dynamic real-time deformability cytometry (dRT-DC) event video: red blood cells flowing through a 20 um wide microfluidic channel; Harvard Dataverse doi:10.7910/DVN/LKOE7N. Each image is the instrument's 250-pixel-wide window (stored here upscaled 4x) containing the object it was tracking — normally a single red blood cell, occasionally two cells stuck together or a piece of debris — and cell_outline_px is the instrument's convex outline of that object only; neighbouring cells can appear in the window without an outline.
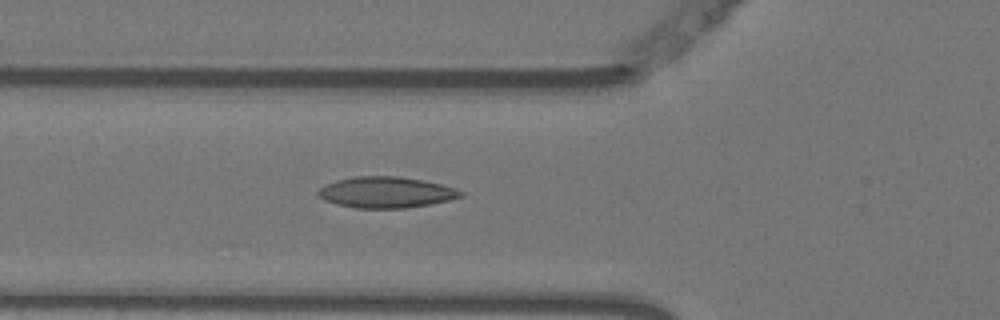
{"species": "Egyptian fruit bat (a non-hibernating species)", "species_latin": "Rousettus aegyptiacus", "temperature_condition": "warm", "stored_images_in_passage": 54, "camera_frame_rate_fps": 3000, "um_per_image_px": 0.085, "animal": {"sex": "female"}, "frame": {"image": 1, "passage_image": 19, "time_ms": 6.0, "image_size_px": [1000, 320], "cell_outline_px": [[464, 196], [448, 200], [428, 204], [404, 208], [356, 208], [336, 204], [324, 200], [316, 192], [324, 184], [336, 180], [352, 176], [400, 176], [440, 184], [456, 188], [464, 192]], "centroid_in_image_um": [32.78, 16.34], "position_along_channel_um": 93.0, "area_um2": 25.78}}
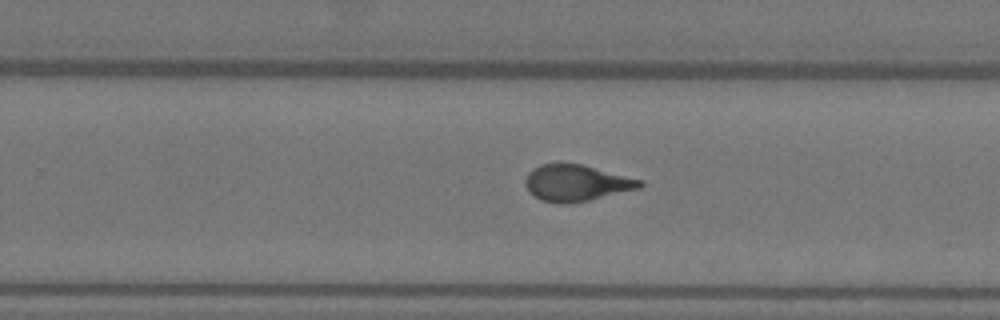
{"frame": {"image": 2, "passage_image": 34, "time_ms": 11.0, "image_size_px": [1000, 320], "cell_outline_px": [[644, 184], [640, 188], [588, 200], [568, 204], [556, 204], [540, 200], [524, 184], [524, 180], [528, 172], [532, 168], [540, 164], [580, 164], [644, 180]], "centroid_in_image_um": [48.99, 15.56], "position_along_channel_um": 280.8, "area_um2": 24.16}}
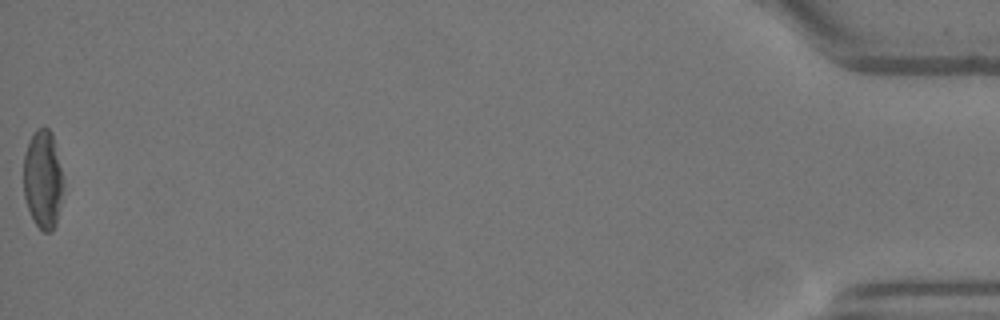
{"frame": {"image": 3, "passage_image": 54, "time_ms": 17.667, "image_size_px": [1000, 320], "cell_outline_px": [[64, 188], [56, 224], [52, 232], [44, 232], [36, 224], [28, 208], [24, 196], [24, 152], [28, 140], [36, 128], [44, 124], [52, 132], [64, 184]], "centroid_in_image_um": [3.65, 15.21], "position_along_channel_um": 431.6, "area_um2": 23.06}, "authors_computed_cell_mechanics": {"area_um2": 24.7962, "velocity_mm_per_s": 3.7539, "shape_relaxation_time_tau1_ms": 5.7549, "shape_relaxation_time_tau2_ms": 1.144, "deformation_change_tau1": 0.1793, "deformation_change_tau2": 0.0822}}